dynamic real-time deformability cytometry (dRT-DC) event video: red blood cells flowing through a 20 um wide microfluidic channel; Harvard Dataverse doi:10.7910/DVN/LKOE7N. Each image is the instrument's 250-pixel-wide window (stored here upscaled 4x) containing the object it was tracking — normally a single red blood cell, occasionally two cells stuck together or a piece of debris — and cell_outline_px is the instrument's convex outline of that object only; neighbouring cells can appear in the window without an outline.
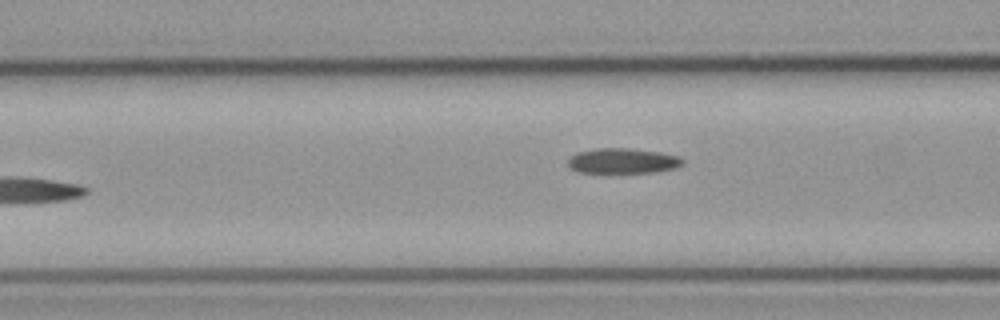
{"species": "common noctule bat (a hibernating species)", "species_latin": "Nyctalus noctula", "temperature_condition": "cold", "stored_images_in_passage": 6, "camera_frame_rate_fps": 3000, "um_per_image_px": 0.085, "animal": {"sex": "male", "body_mass_g": 23.1, "forearm_length_mm": 52.7}, "frame": {"image": 1, "passage_image": 4, "time_ms": 1.0, "image_size_px": [1000, 320], "cell_outline_px": [[684, 164], [676, 168], [652, 172], [580, 172], [572, 168], [568, 164], [568, 156], [576, 152], [596, 148], [628, 148], [660, 152], [680, 156], [684, 160]], "centroid_in_image_um": [52.95, 13.66], "position_along_channel_um": 113.7, "area_um2": 16.88}}